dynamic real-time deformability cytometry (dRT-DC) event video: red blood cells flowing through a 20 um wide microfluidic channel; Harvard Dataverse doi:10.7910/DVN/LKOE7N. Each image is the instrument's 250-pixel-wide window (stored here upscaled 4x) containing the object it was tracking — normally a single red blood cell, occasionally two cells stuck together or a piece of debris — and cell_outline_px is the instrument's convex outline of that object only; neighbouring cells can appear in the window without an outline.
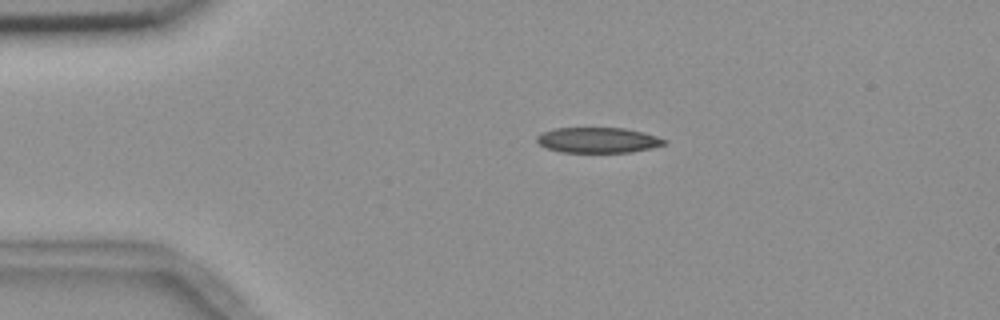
{"species": "common noctule bat (a hibernating species)", "species_latin": "Nyctalus noctula", "temperature_condition": "room temperature", "stored_images_in_passage": 45, "camera_frame_rate_fps": 3000, "um_per_image_px": 0.085, "animal": {"sex": "female", "body_mass_g": 18.4}, "frame": {"image": 1, "passage_image": 1, "time_ms": 0.0, "image_size_px": [1000, 320], "cell_outline_px": [[668, 144], [652, 148], [628, 152], [560, 152], [548, 148], [540, 144], [536, 140], [536, 136], [540, 132], [552, 128], [624, 128], [644, 132], [668, 140]], "centroid_in_image_um": [50.84, 11.9], "position_along_channel_um": 34.2, "area_um2": 19.02}}
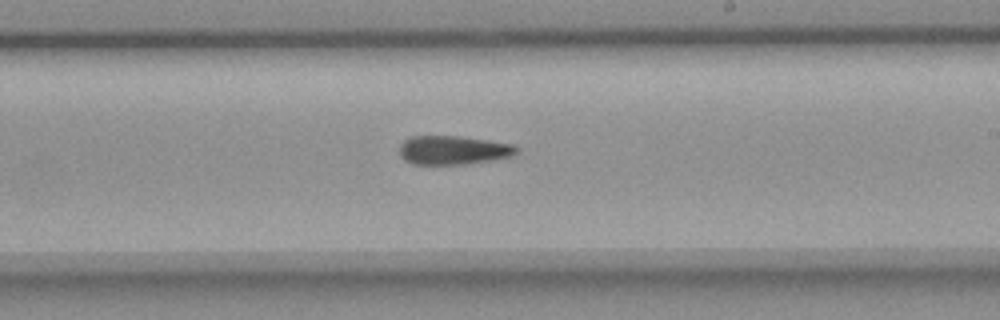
{"frame": {"image": 2, "passage_image": 22, "time_ms": 7.0, "image_size_px": [1000, 320], "cell_outline_px": [[520, 152], [512, 156], [492, 160], [468, 164], [412, 164], [404, 160], [400, 156], [400, 144], [404, 140], [412, 136], [460, 136], [488, 140], [512, 144], [520, 148]], "centroid_in_image_um": [38.55, 12.76], "position_along_channel_um": 250.5, "area_um2": 19.88}}
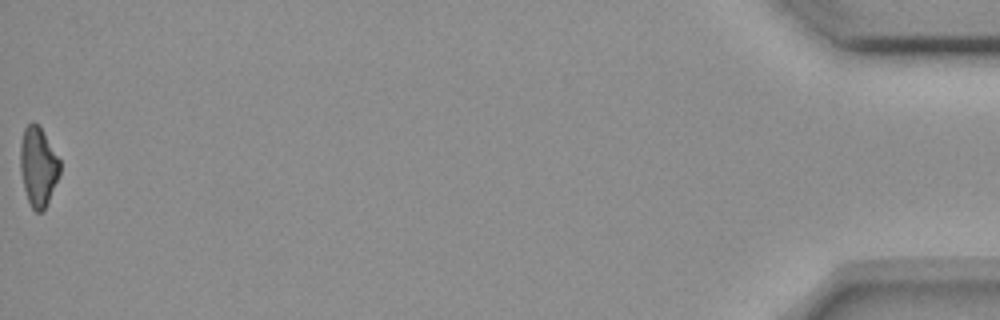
{"frame": {"image": 3, "passage_image": 45, "time_ms": 14.667, "image_size_px": [1000, 320], "cell_outline_px": [[60, 176], [44, 212], [36, 212], [32, 208], [28, 200], [24, 188], [20, 172], [20, 144], [24, 128], [32, 120], [40, 128], [60, 160]], "centroid_in_image_um": [3.24, 14.2], "position_along_channel_um": 432.0, "area_um2": 18.38}}